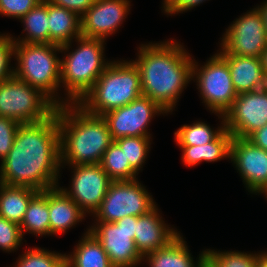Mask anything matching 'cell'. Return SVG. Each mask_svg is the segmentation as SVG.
I'll use <instances>...</instances> for the list:
<instances>
[{"label":"cell","instance_id":"1","mask_svg":"<svg viewBox=\"0 0 267 267\" xmlns=\"http://www.w3.org/2000/svg\"><path fill=\"white\" fill-rule=\"evenodd\" d=\"M60 130L56 111L37 123L20 124L0 164V183L43 191L59 186Z\"/></svg>","mask_w":267,"mask_h":267},{"label":"cell","instance_id":"2","mask_svg":"<svg viewBox=\"0 0 267 267\" xmlns=\"http://www.w3.org/2000/svg\"><path fill=\"white\" fill-rule=\"evenodd\" d=\"M132 60L139 68L142 95L172 114L192 81L193 57L183 43L171 39L140 44Z\"/></svg>","mask_w":267,"mask_h":267},{"label":"cell","instance_id":"3","mask_svg":"<svg viewBox=\"0 0 267 267\" xmlns=\"http://www.w3.org/2000/svg\"><path fill=\"white\" fill-rule=\"evenodd\" d=\"M55 111L60 130L61 168L100 164L113 142L104 118L86 112L77 103L58 106Z\"/></svg>","mask_w":267,"mask_h":267},{"label":"cell","instance_id":"4","mask_svg":"<svg viewBox=\"0 0 267 267\" xmlns=\"http://www.w3.org/2000/svg\"><path fill=\"white\" fill-rule=\"evenodd\" d=\"M74 42L76 48L72 46ZM105 44V40L81 35L60 46L65 55L61 58L60 85L64 88L66 104L78 103L112 61L105 59Z\"/></svg>","mask_w":267,"mask_h":267},{"label":"cell","instance_id":"5","mask_svg":"<svg viewBox=\"0 0 267 267\" xmlns=\"http://www.w3.org/2000/svg\"><path fill=\"white\" fill-rule=\"evenodd\" d=\"M140 95V71L132 59L112 60L77 104L90 114L102 116Z\"/></svg>","mask_w":267,"mask_h":267},{"label":"cell","instance_id":"6","mask_svg":"<svg viewBox=\"0 0 267 267\" xmlns=\"http://www.w3.org/2000/svg\"><path fill=\"white\" fill-rule=\"evenodd\" d=\"M61 48L55 44L19 43L14 47V76L39 89L57 107L66 104L61 97Z\"/></svg>","mask_w":267,"mask_h":267},{"label":"cell","instance_id":"7","mask_svg":"<svg viewBox=\"0 0 267 267\" xmlns=\"http://www.w3.org/2000/svg\"><path fill=\"white\" fill-rule=\"evenodd\" d=\"M203 63L200 66L193 57L192 80L205 108L211 113L225 115L237 97L227 60L217 51Z\"/></svg>","mask_w":267,"mask_h":267},{"label":"cell","instance_id":"8","mask_svg":"<svg viewBox=\"0 0 267 267\" xmlns=\"http://www.w3.org/2000/svg\"><path fill=\"white\" fill-rule=\"evenodd\" d=\"M56 105L39 89L15 76L0 84V116L19 122L37 123L50 117Z\"/></svg>","mask_w":267,"mask_h":267},{"label":"cell","instance_id":"9","mask_svg":"<svg viewBox=\"0 0 267 267\" xmlns=\"http://www.w3.org/2000/svg\"><path fill=\"white\" fill-rule=\"evenodd\" d=\"M138 178L112 181L93 221L116 222L126 216H141L157 204Z\"/></svg>","mask_w":267,"mask_h":267},{"label":"cell","instance_id":"10","mask_svg":"<svg viewBox=\"0 0 267 267\" xmlns=\"http://www.w3.org/2000/svg\"><path fill=\"white\" fill-rule=\"evenodd\" d=\"M136 216H126L116 222L94 221L91 232L101 243L114 267L139 266L143 257L134 243Z\"/></svg>","mask_w":267,"mask_h":267},{"label":"cell","instance_id":"11","mask_svg":"<svg viewBox=\"0 0 267 267\" xmlns=\"http://www.w3.org/2000/svg\"><path fill=\"white\" fill-rule=\"evenodd\" d=\"M220 54L260 57L267 48L262 13L255 6L236 18L220 38Z\"/></svg>","mask_w":267,"mask_h":267},{"label":"cell","instance_id":"12","mask_svg":"<svg viewBox=\"0 0 267 267\" xmlns=\"http://www.w3.org/2000/svg\"><path fill=\"white\" fill-rule=\"evenodd\" d=\"M159 115H168L149 97L140 95L131 103L102 115L107 123L112 140L122 137H152L149 124ZM149 130V131H148Z\"/></svg>","mask_w":267,"mask_h":267},{"label":"cell","instance_id":"13","mask_svg":"<svg viewBox=\"0 0 267 267\" xmlns=\"http://www.w3.org/2000/svg\"><path fill=\"white\" fill-rule=\"evenodd\" d=\"M69 187H60L87 215L93 216L108 192L112 180L100 164L75 165Z\"/></svg>","mask_w":267,"mask_h":267},{"label":"cell","instance_id":"14","mask_svg":"<svg viewBox=\"0 0 267 267\" xmlns=\"http://www.w3.org/2000/svg\"><path fill=\"white\" fill-rule=\"evenodd\" d=\"M224 116L225 129L233 137L248 138L267 124V89L237 94Z\"/></svg>","mask_w":267,"mask_h":267},{"label":"cell","instance_id":"15","mask_svg":"<svg viewBox=\"0 0 267 267\" xmlns=\"http://www.w3.org/2000/svg\"><path fill=\"white\" fill-rule=\"evenodd\" d=\"M229 160L249 193L262 195L267 190V151L247 138L233 137Z\"/></svg>","mask_w":267,"mask_h":267},{"label":"cell","instance_id":"16","mask_svg":"<svg viewBox=\"0 0 267 267\" xmlns=\"http://www.w3.org/2000/svg\"><path fill=\"white\" fill-rule=\"evenodd\" d=\"M131 10V0H96L81 17V35L105 40L115 34Z\"/></svg>","mask_w":267,"mask_h":267},{"label":"cell","instance_id":"17","mask_svg":"<svg viewBox=\"0 0 267 267\" xmlns=\"http://www.w3.org/2000/svg\"><path fill=\"white\" fill-rule=\"evenodd\" d=\"M163 219L157 205L148 213L136 216L134 243L142 257L165 247L181 233Z\"/></svg>","mask_w":267,"mask_h":267},{"label":"cell","instance_id":"18","mask_svg":"<svg viewBox=\"0 0 267 267\" xmlns=\"http://www.w3.org/2000/svg\"><path fill=\"white\" fill-rule=\"evenodd\" d=\"M226 60L237 94L266 88V75L260 57L221 54Z\"/></svg>","mask_w":267,"mask_h":267},{"label":"cell","instance_id":"19","mask_svg":"<svg viewBox=\"0 0 267 267\" xmlns=\"http://www.w3.org/2000/svg\"><path fill=\"white\" fill-rule=\"evenodd\" d=\"M87 215L60 188L49 189L50 236L64 234L75 225L85 220Z\"/></svg>","mask_w":267,"mask_h":267},{"label":"cell","instance_id":"20","mask_svg":"<svg viewBox=\"0 0 267 267\" xmlns=\"http://www.w3.org/2000/svg\"><path fill=\"white\" fill-rule=\"evenodd\" d=\"M188 248L186 240L180 233L165 247L145 255L143 262H147L149 267H197L206 255V250H202L197 260H194Z\"/></svg>","mask_w":267,"mask_h":267},{"label":"cell","instance_id":"21","mask_svg":"<svg viewBox=\"0 0 267 267\" xmlns=\"http://www.w3.org/2000/svg\"><path fill=\"white\" fill-rule=\"evenodd\" d=\"M49 44L63 46L81 36V17L48 0Z\"/></svg>","mask_w":267,"mask_h":267},{"label":"cell","instance_id":"22","mask_svg":"<svg viewBox=\"0 0 267 267\" xmlns=\"http://www.w3.org/2000/svg\"><path fill=\"white\" fill-rule=\"evenodd\" d=\"M232 134L224 129L213 141L204 145L179 146L182 150V161L187 167H194L201 162H217L230 159Z\"/></svg>","mask_w":267,"mask_h":267},{"label":"cell","instance_id":"23","mask_svg":"<svg viewBox=\"0 0 267 267\" xmlns=\"http://www.w3.org/2000/svg\"><path fill=\"white\" fill-rule=\"evenodd\" d=\"M73 249L70 254L65 253L69 267H114L101 243L89 232V227Z\"/></svg>","mask_w":267,"mask_h":267},{"label":"cell","instance_id":"24","mask_svg":"<svg viewBox=\"0 0 267 267\" xmlns=\"http://www.w3.org/2000/svg\"><path fill=\"white\" fill-rule=\"evenodd\" d=\"M38 192L29 187L0 183V217L20 225L30 200Z\"/></svg>","mask_w":267,"mask_h":267},{"label":"cell","instance_id":"25","mask_svg":"<svg viewBox=\"0 0 267 267\" xmlns=\"http://www.w3.org/2000/svg\"><path fill=\"white\" fill-rule=\"evenodd\" d=\"M23 237L26 233L50 236L49 223V189L39 191L29 202L20 224Z\"/></svg>","mask_w":267,"mask_h":267},{"label":"cell","instance_id":"26","mask_svg":"<svg viewBox=\"0 0 267 267\" xmlns=\"http://www.w3.org/2000/svg\"><path fill=\"white\" fill-rule=\"evenodd\" d=\"M19 20L23 23V37L12 36L14 42L49 44L48 0L40 1Z\"/></svg>","mask_w":267,"mask_h":267},{"label":"cell","instance_id":"27","mask_svg":"<svg viewBox=\"0 0 267 267\" xmlns=\"http://www.w3.org/2000/svg\"><path fill=\"white\" fill-rule=\"evenodd\" d=\"M220 119V126L211 128L208 123L201 120L192 124H184L174 132V141L178 146L204 145L213 141L225 129V116L215 114Z\"/></svg>","mask_w":267,"mask_h":267},{"label":"cell","instance_id":"28","mask_svg":"<svg viewBox=\"0 0 267 267\" xmlns=\"http://www.w3.org/2000/svg\"><path fill=\"white\" fill-rule=\"evenodd\" d=\"M100 165L112 181H130L138 178V173L126 161L124 151L115 141L105 150Z\"/></svg>","mask_w":267,"mask_h":267},{"label":"cell","instance_id":"29","mask_svg":"<svg viewBox=\"0 0 267 267\" xmlns=\"http://www.w3.org/2000/svg\"><path fill=\"white\" fill-rule=\"evenodd\" d=\"M115 142L124 151L126 161L129 162L130 166L139 174L142 172L143 165L148 159V153L151 150L152 137H122Z\"/></svg>","mask_w":267,"mask_h":267},{"label":"cell","instance_id":"30","mask_svg":"<svg viewBox=\"0 0 267 267\" xmlns=\"http://www.w3.org/2000/svg\"><path fill=\"white\" fill-rule=\"evenodd\" d=\"M18 257L13 267H59L65 261L64 253L36 246L29 247Z\"/></svg>","mask_w":267,"mask_h":267},{"label":"cell","instance_id":"31","mask_svg":"<svg viewBox=\"0 0 267 267\" xmlns=\"http://www.w3.org/2000/svg\"><path fill=\"white\" fill-rule=\"evenodd\" d=\"M206 256L216 267H257V253L205 249Z\"/></svg>","mask_w":267,"mask_h":267},{"label":"cell","instance_id":"32","mask_svg":"<svg viewBox=\"0 0 267 267\" xmlns=\"http://www.w3.org/2000/svg\"><path fill=\"white\" fill-rule=\"evenodd\" d=\"M23 239L20 225L0 217V250L16 252L23 244Z\"/></svg>","mask_w":267,"mask_h":267},{"label":"cell","instance_id":"33","mask_svg":"<svg viewBox=\"0 0 267 267\" xmlns=\"http://www.w3.org/2000/svg\"><path fill=\"white\" fill-rule=\"evenodd\" d=\"M15 42L12 34H0V84L14 76V67H11V59L14 58Z\"/></svg>","mask_w":267,"mask_h":267},{"label":"cell","instance_id":"34","mask_svg":"<svg viewBox=\"0 0 267 267\" xmlns=\"http://www.w3.org/2000/svg\"><path fill=\"white\" fill-rule=\"evenodd\" d=\"M20 123L0 116V160L2 161L12 148Z\"/></svg>","mask_w":267,"mask_h":267},{"label":"cell","instance_id":"35","mask_svg":"<svg viewBox=\"0 0 267 267\" xmlns=\"http://www.w3.org/2000/svg\"><path fill=\"white\" fill-rule=\"evenodd\" d=\"M42 0H0V15L21 19Z\"/></svg>","mask_w":267,"mask_h":267},{"label":"cell","instance_id":"36","mask_svg":"<svg viewBox=\"0 0 267 267\" xmlns=\"http://www.w3.org/2000/svg\"><path fill=\"white\" fill-rule=\"evenodd\" d=\"M162 11L165 15L173 16L179 13L190 11L209 0H162Z\"/></svg>","mask_w":267,"mask_h":267},{"label":"cell","instance_id":"37","mask_svg":"<svg viewBox=\"0 0 267 267\" xmlns=\"http://www.w3.org/2000/svg\"><path fill=\"white\" fill-rule=\"evenodd\" d=\"M52 4L64 7L78 16L82 17L84 13L95 3L96 0H49Z\"/></svg>","mask_w":267,"mask_h":267},{"label":"cell","instance_id":"38","mask_svg":"<svg viewBox=\"0 0 267 267\" xmlns=\"http://www.w3.org/2000/svg\"><path fill=\"white\" fill-rule=\"evenodd\" d=\"M247 139L259 148L267 151V124L253 132Z\"/></svg>","mask_w":267,"mask_h":267},{"label":"cell","instance_id":"39","mask_svg":"<svg viewBox=\"0 0 267 267\" xmlns=\"http://www.w3.org/2000/svg\"><path fill=\"white\" fill-rule=\"evenodd\" d=\"M257 267H267V251L257 252Z\"/></svg>","mask_w":267,"mask_h":267},{"label":"cell","instance_id":"40","mask_svg":"<svg viewBox=\"0 0 267 267\" xmlns=\"http://www.w3.org/2000/svg\"><path fill=\"white\" fill-rule=\"evenodd\" d=\"M264 2L261 3V5L256 6L259 11L262 13L263 19H264V26L266 30L267 35V0H263Z\"/></svg>","mask_w":267,"mask_h":267},{"label":"cell","instance_id":"41","mask_svg":"<svg viewBox=\"0 0 267 267\" xmlns=\"http://www.w3.org/2000/svg\"><path fill=\"white\" fill-rule=\"evenodd\" d=\"M197 267H216V265L205 255L198 263Z\"/></svg>","mask_w":267,"mask_h":267},{"label":"cell","instance_id":"42","mask_svg":"<svg viewBox=\"0 0 267 267\" xmlns=\"http://www.w3.org/2000/svg\"><path fill=\"white\" fill-rule=\"evenodd\" d=\"M261 59H262V65H263L264 73H265V75H267V48L263 51Z\"/></svg>","mask_w":267,"mask_h":267},{"label":"cell","instance_id":"43","mask_svg":"<svg viewBox=\"0 0 267 267\" xmlns=\"http://www.w3.org/2000/svg\"><path fill=\"white\" fill-rule=\"evenodd\" d=\"M59 267H69V265L66 261H64Z\"/></svg>","mask_w":267,"mask_h":267},{"label":"cell","instance_id":"44","mask_svg":"<svg viewBox=\"0 0 267 267\" xmlns=\"http://www.w3.org/2000/svg\"><path fill=\"white\" fill-rule=\"evenodd\" d=\"M264 196H265V198L267 199V190L264 192V193H262Z\"/></svg>","mask_w":267,"mask_h":267}]
</instances>
